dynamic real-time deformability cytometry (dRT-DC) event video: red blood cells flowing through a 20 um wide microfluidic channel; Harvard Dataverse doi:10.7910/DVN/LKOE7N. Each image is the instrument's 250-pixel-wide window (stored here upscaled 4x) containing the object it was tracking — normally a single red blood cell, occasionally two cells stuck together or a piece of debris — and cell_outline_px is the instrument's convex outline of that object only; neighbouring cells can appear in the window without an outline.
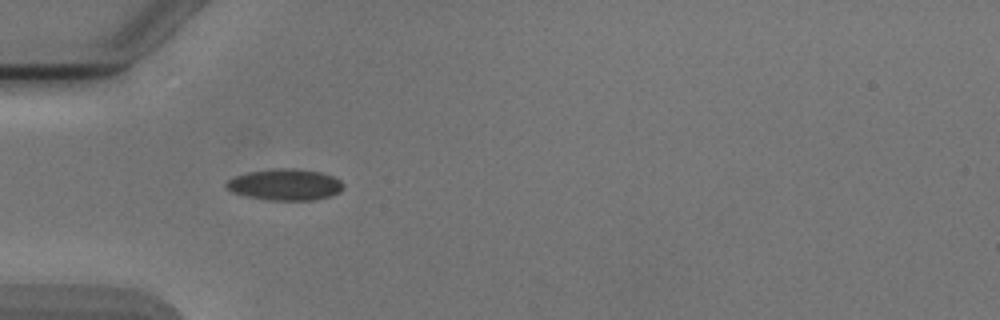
{"species": "Egyptian fruit bat (a non-hibernating species)", "species_latin": "Rousettus aegyptiacus", "temperature_condition": "cold", "stored_images_in_passage": 2, "camera_frame_rate_fps": 3000, "um_per_image_px": 0.085, "animal": {"sex": "male"}, "frame": {"image": 1, "passage_image": 1, "time_ms": 0.0, "image_size_px": [1000, 320], "cell_outline_px": [[344, 188], [340, 192], [332, 196], [312, 200], [268, 200], [244, 196], [232, 192], [224, 184], [228, 180], [236, 176], [248, 172], [276, 168], [292, 168], [320, 172], [332, 176], [340, 180], [344, 184]], "centroid_in_image_um": [24.25, 15.7], "position_along_channel_um": 60.8, "area_um2": 21.44}}
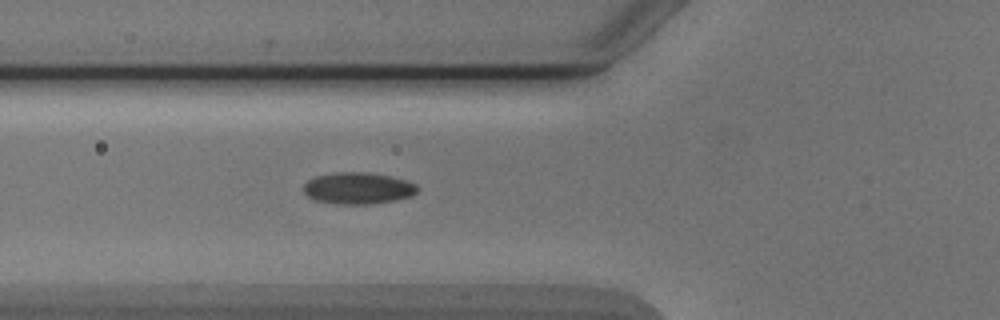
{"frame": {"image": 2, "passage_image": 2, "time_ms": 1.0, "image_size_px": [1000, 320], "cell_outline_px": [[420, 188], [412, 196], [396, 200], [372, 204], [332, 204], [316, 200], [308, 196], [304, 192], [304, 184], [308, 180], [316, 176], [340, 172], [368, 172], [408, 180], [416, 184]], "centroid_in_image_um": [30.46, 16.01], "position_along_channel_um": 95.3, "area_um2": 21.1}}